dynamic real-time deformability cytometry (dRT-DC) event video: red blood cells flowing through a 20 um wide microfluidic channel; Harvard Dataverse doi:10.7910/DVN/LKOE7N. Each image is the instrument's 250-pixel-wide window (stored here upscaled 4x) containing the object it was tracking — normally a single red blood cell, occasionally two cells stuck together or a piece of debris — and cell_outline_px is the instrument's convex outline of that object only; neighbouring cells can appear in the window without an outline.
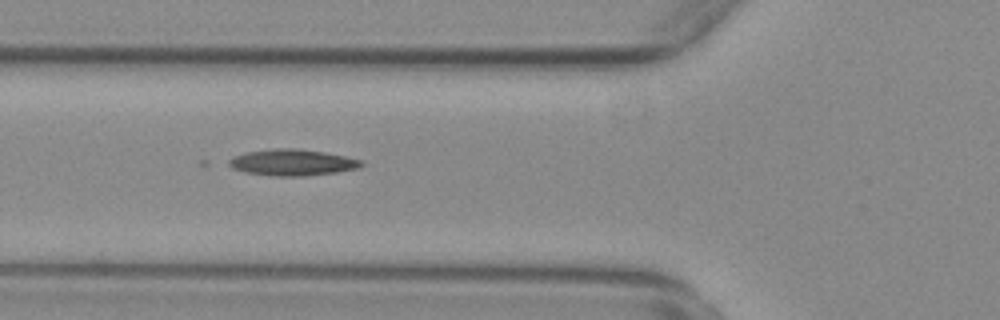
{"species": "common noctule bat (a hibernating species)", "species_latin": "Nyctalus noctula", "temperature_condition": "warm", "stored_images_in_passage": 41, "camera_frame_rate_fps": 3000, "um_per_image_px": 0.085, "animal": {"sex": "female", "body_mass_g": 29.2, "forearm_length_mm": 56.3}, "frame": {"image": 1, "passage_image": 6, "time_ms": 1.667, "image_size_px": [1000, 320], "cell_outline_px": [[364, 164], [360, 168], [336, 172], [304, 176], [272, 176], [244, 172], [232, 168], [224, 164], [224, 160], [232, 156], [244, 152], [276, 148], [296, 148], [324, 152], [364, 160]], "centroid_in_image_um": [24.77, 13.8], "position_along_channel_um": 101.0, "area_um2": 20.75}}
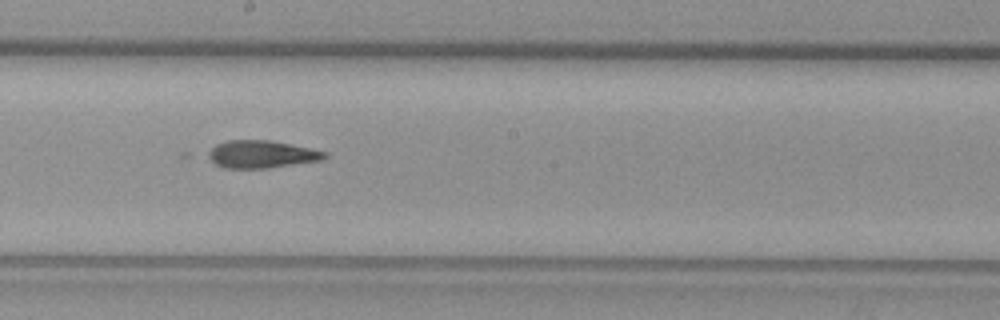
{"frame": {"image": 2, "passage_image": 16, "time_ms": 5.0, "image_size_px": [1000, 320], "cell_outline_px": [[328, 156], [320, 160], [268, 168], [224, 168], [216, 164], [204, 156], [204, 152], [216, 144], [228, 140], [268, 140], [328, 152]], "centroid_in_image_um": [22.13, 13.11], "position_along_channel_um": 226.1, "area_um2": 18.73}}
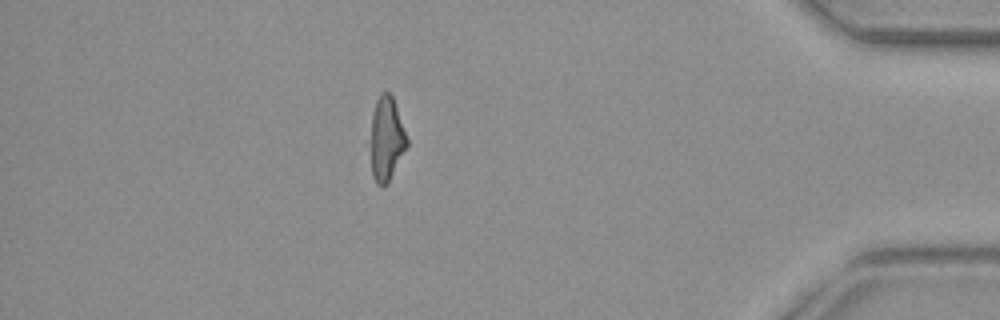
{"frame": {"image": 3, "passage_image": 34, "time_ms": 11.0, "image_size_px": [1000, 320], "cell_outline_px": [[408, 144], [388, 184], [384, 188], [376, 184], [372, 176], [364, 144], [376, 100], [380, 92], [388, 92], [392, 96], [408, 140]], "centroid_in_image_um": [32.72, 11.89], "position_along_channel_um": 402.5, "area_um2": 19.25}}